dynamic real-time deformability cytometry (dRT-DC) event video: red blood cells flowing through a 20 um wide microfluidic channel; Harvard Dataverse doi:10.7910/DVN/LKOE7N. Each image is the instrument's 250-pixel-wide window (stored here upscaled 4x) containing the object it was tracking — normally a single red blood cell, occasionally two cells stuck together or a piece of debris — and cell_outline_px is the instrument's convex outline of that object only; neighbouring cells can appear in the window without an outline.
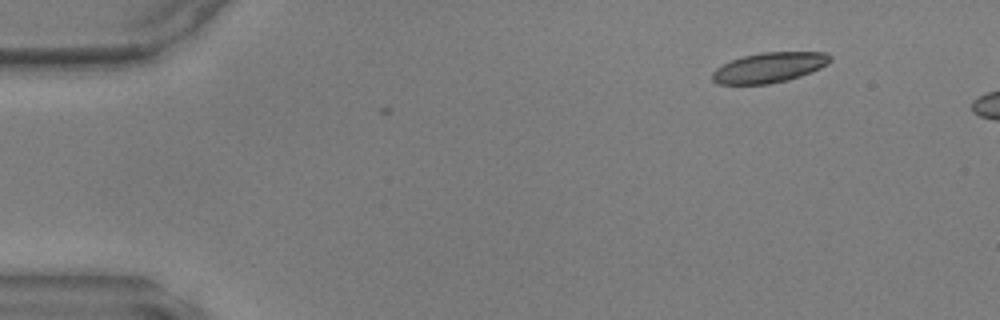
{"species": "common noctule bat (a hibernating species)", "species_latin": "Nyctalus noctula", "temperature_condition": "warm", "stored_images_in_passage": 2, "camera_frame_rate_fps": 3000, "um_per_image_px": 0.085, "animal": {"sex": "male", "body_mass_g": 17.9, "forearm_length_mm": 54.2}, "frame": {"image": 1, "passage_image": 2, "time_ms": 0.333, "image_size_px": [1000, 320], "cell_outline_px": [[832, 60], [828, 64], [812, 72], [788, 80], [768, 84], [716, 84], [712, 80], [712, 72], [716, 68], [732, 60], [744, 56], [764, 52], [824, 52], [832, 56]], "centroid_in_image_um": [65.41, 5.74], "position_along_channel_um": 19.6, "area_um2": 20.69}}